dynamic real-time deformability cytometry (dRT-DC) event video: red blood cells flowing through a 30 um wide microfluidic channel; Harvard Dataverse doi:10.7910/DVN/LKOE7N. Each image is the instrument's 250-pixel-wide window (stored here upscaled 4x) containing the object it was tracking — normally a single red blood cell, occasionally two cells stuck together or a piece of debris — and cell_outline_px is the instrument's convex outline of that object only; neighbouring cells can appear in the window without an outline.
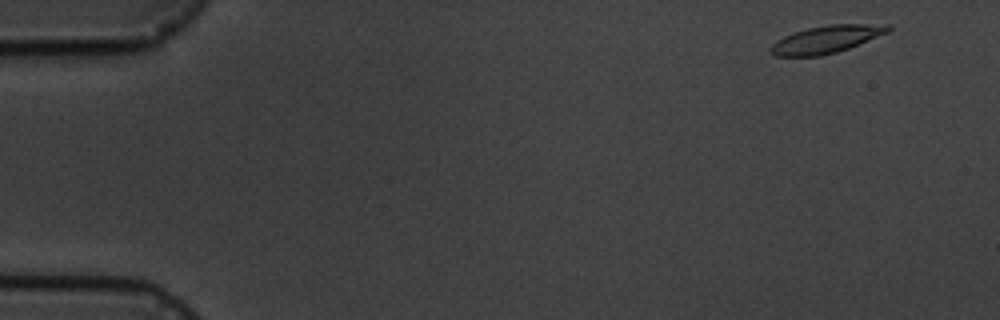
{"species": "common noctule bat (a hibernating species)", "species_latin": "Nyctalus noctula", "temperature_condition": "cold", "stored_images_in_passage": 5, "camera_frame_rate_fps": 3000, "um_per_image_px": 0.085, "animal": {"sex": "male", "body_mass_g": 19.5, "forearm_length_mm": 54.6}, "frame": {"image": 1, "passage_image": 1, "time_ms": 0.0, "image_size_px": [1000, 320], "cell_outline_px": [[892, 28], [888, 32], [848, 48], [836, 52], [820, 56], [772, 56], [768, 52], [768, 48], [776, 40], [784, 36], [808, 28], [828, 24], [888, 24]], "centroid_in_image_um": [70.19, 3.35], "position_along_channel_um": 14.8, "area_um2": 18.79}}
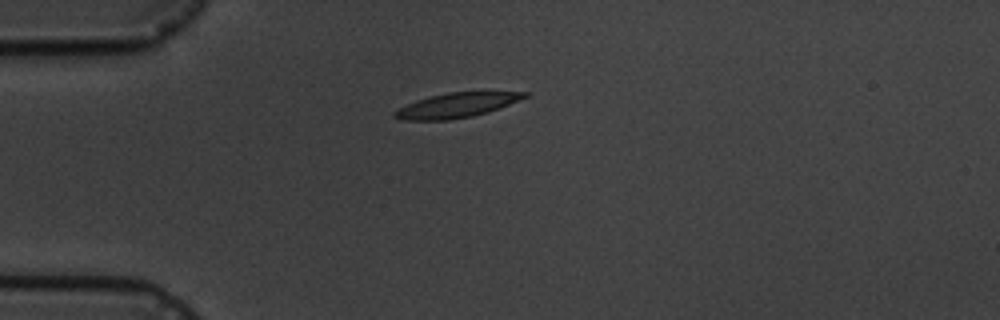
{"frame": {"image": 2, "passage_image": 4, "time_ms": 3.667, "image_size_px": [1000, 320], "cell_outline_px": [[528, 96], [520, 100], [488, 112], [472, 116], [448, 120], [400, 120], [392, 116], [392, 112], [396, 108], [416, 100], [428, 96], [448, 92], [528, 92]], "centroid_in_image_um": [38.73, 8.95], "position_along_channel_um": 46.3, "area_um2": 18.79}}